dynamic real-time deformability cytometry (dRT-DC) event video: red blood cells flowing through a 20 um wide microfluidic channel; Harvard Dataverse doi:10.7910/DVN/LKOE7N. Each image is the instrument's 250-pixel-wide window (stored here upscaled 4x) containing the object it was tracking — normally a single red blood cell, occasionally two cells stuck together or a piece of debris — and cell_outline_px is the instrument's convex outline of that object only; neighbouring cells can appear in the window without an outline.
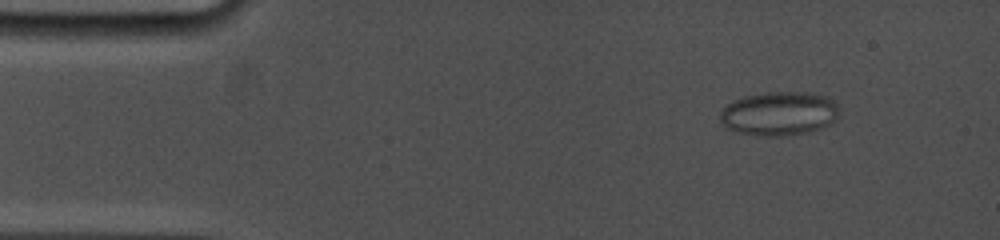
{"species": "common noctule bat (a hibernating species)", "species_latin": "Nyctalus noctula", "temperature_condition": "cold", "stored_images_in_passage": 67, "camera_frame_rate_fps": 5000, "um_per_image_px": 0.085, "animal": {"sex": "female", "body_mass_g": 19.0, "forearm_length_mm": 53.3}, "frame": {"image": 1, "passage_image": 8, "time_ms": 1.8, "image_size_px": [1000, 240], "cell_outline_px": [[836, 120], [820, 128], [808, 132], [780, 136], [760, 136], [736, 132], [720, 124], [720, 112], [728, 104], [744, 96], [768, 92], [804, 92], [824, 96], [832, 100], [836, 104]], "centroid_in_image_um": [66.17, 9.66], "position_along_channel_um": 18.8, "area_um2": 30.17}}
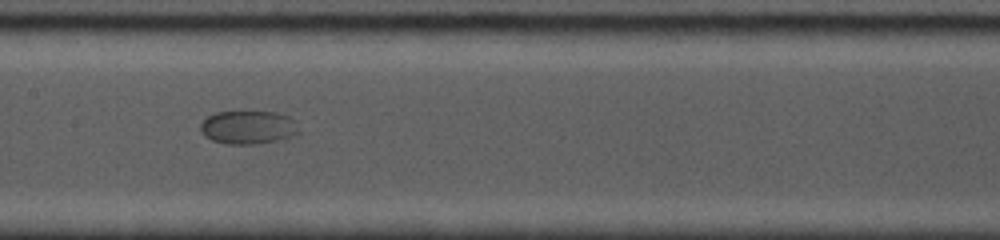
{"frame": {"image": 2, "passage_image": 40, "time_ms": 8.6, "image_size_px": [1000, 240], "cell_outline_px": [[300, 132], [276, 140], [256, 144], [228, 144], [212, 140], [204, 136], [200, 132], [200, 124], [208, 116], [216, 112], [276, 112], [288, 116], [296, 120]], "centroid_in_image_um": [21.08, 10.82], "position_along_channel_um": 186.3, "area_um2": 19.07}}
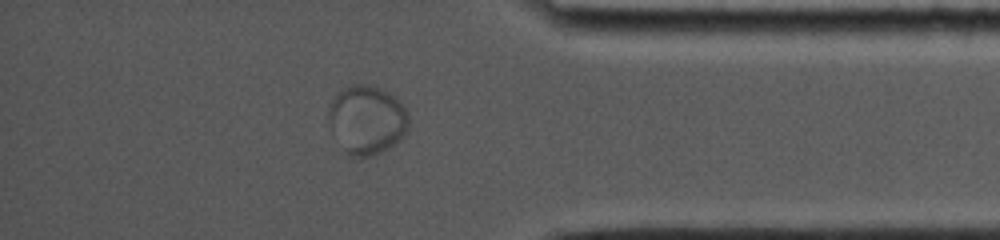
{"frame": {"image": 3, "passage_image": 67, "time_ms": 14.8, "image_size_px": [1000, 240], "cell_outline_px": [[408, 132], [400, 140], [388, 148], [372, 156], [348, 156], [344, 152], [328, 120], [328, 108], [336, 92], [352, 84], [372, 84], [388, 92], [404, 104], [408, 112]], "centroid_in_image_um": [31.2, 10.16], "position_along_channel_um": 404.0, "area_um2": 32.43}}